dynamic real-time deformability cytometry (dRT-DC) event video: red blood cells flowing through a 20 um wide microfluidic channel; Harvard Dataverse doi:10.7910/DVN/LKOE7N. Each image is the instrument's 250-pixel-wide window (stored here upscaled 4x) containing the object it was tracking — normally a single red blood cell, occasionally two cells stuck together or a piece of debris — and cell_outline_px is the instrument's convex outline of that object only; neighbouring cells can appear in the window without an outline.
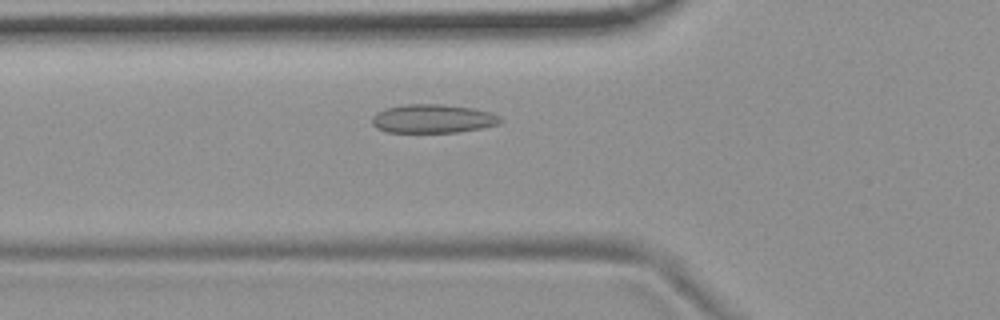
{"species": "common noctule bat (a hibernating species)", "species_latin": "Nyctalus noctula", "temperature_condition": "room temperature", "stored_images_in_passage": 49, "camera_frame_rate_fps": 3000, "um_per_image_px": 0.085, "animal": {"sex": "female", "body_mass_g": 19.9}, "frame": {"image": 1, "passage_image": 14, "time_ms": 4.333, "image_size_px": [1000, 320], "cell_outline_px": [[504, 120], [496, 124], [480, 128], [456, 132], [388, 132], [376, 128], [372, 124], [372, 116], [376, 112], [384, 108], [404, 104], [444, 104], [472, 108], [492, 112], [500, 116]], "centroid_in_image_um": [36.76, 10.07], "position_along_channel_um": 89.0, "area_um2": 21.56}}
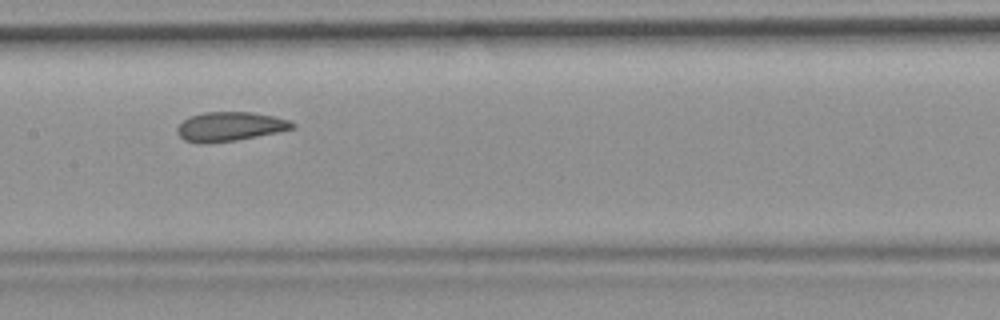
{"frame": {"image": 2, "passage_image": 22, "time_ms": 7.0, "image_size_px": [1000, 320], "cell_outline_px": [[296, 128], [236, 140], [184, 140], [176, 132], [176, 128], [188, 116], [204, 112], [252, 112], [292, 120], [296, 124]], "centroid_in_image_um": [19.61, 10.7], "position_along_channel_um": 187.8, "area_um2": 18.9}}
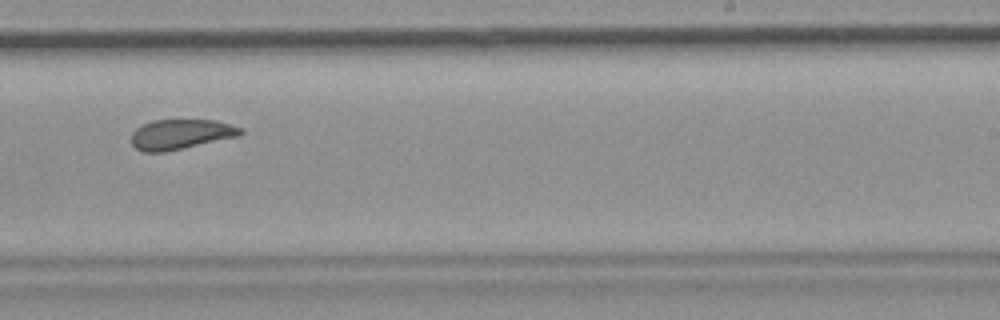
{"frame": {"image": 3, "passage_image": 29, "time_ms": 9.333, "image_size_px": [1000, 320], "cell_outline_px": [[244, 132], [240, 136], [184, 148], [164, 152], [144, 152], [136, 148], [132, 144], [132, 132], [136, 128], [152, 120], [216, 120], [244, 128]], "centroid_in_image_um": [15.4, 11.41], "position_along_channel_um": 273.6, "area_um2": 19.19}, "authors_computed_cell_mechanics": {"area_um2": 20.519, "velocity_mm_per_s": 3.6994, "shape_relaxation_time_tau1_ms": null, "shape_relaxation_time_tau2_ms": 1.8028, "deformation_change_tau1": null, "deformation_change_tau2": 0.0728}}